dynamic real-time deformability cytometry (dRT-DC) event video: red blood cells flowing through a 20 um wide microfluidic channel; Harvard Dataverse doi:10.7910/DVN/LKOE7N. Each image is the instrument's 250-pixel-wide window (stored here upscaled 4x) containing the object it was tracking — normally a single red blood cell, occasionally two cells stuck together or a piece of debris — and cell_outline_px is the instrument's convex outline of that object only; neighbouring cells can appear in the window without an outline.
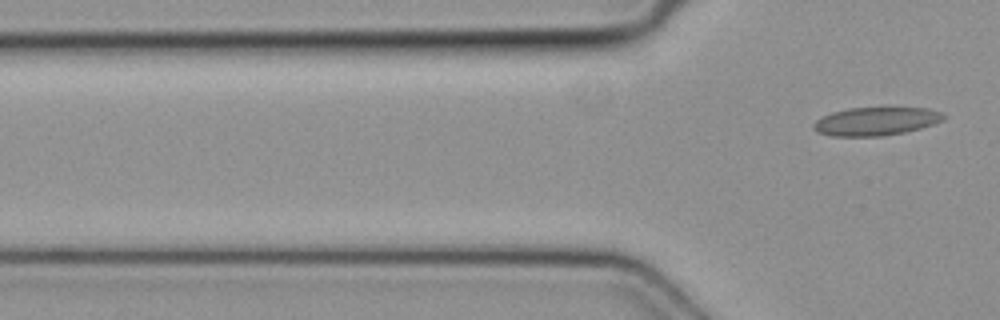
{"species": "common noctule bat (a hibernating species)", "species_latin": "Nyctalus noctula", "temperature_condition": "cold", "stored_images_in_passage": 6, "camera_frame_rate_fps": 3000, "um_per_image_px": 0.085, "animal": {"sex": "female", "body_mass_g": 19.3, "forearm_length_mm": 54.1}, "frame": {"image": 1, "passage_image": 6, "time_ms": 1.667, "image_size_px": [1000, 320], "cell_outline_px": [[944, 120], [920, 128], [904, 132], [880, 136], [832, 136], [820, 132], [812, 128], [812, 124], [816, 120], [832, 112], [852, 108], [928, 108], [940, 112], [944, 116]], "centroid_in_image_um": [74.44, 10.31], "position_along_channel_um": 51.4, "area_um2": 21.1}}